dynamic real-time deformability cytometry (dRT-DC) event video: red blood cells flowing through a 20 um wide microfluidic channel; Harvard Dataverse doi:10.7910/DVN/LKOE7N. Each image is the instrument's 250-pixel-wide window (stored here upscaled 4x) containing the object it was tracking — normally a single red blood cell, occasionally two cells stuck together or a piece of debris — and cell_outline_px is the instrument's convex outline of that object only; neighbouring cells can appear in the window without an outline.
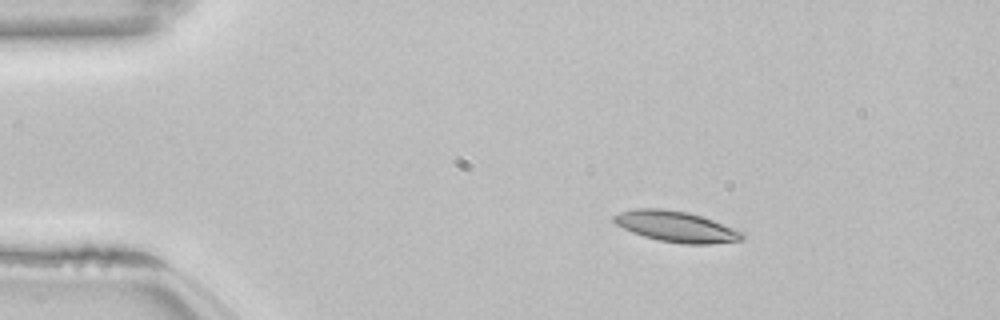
{"species": "common noctule bat (a hibernating species)", "species_latin": "Nyctalus noctula", "temperature_condition": "room temperature", "stored_images_in_passage": 7, "camera_frame_rate_fps": 3000, "um_per_image_px": 0.085, "animal": {"sex": "female", "body_mass_g": 22.7, "forearm_length_mm": 54.2}, "frame": {"image": 1, "passage_image": 1, "time_ms": 0.0, "image_size_px": [1000, 320], "cell_outline_px": [[744, 236], [740, 240], [708, 244], [684, 244], [660, 240], [644, 236], [632, 232], [616, 224], [612, 220], [612, 216], [620, 212], [636, 208], [664, 208], [688, 212], [704, 216], [744, 232]], "centroid_in_image_um": [57.47, 19.24], "position_along_channel_um": 27.5, "area_um2": 23.06}}